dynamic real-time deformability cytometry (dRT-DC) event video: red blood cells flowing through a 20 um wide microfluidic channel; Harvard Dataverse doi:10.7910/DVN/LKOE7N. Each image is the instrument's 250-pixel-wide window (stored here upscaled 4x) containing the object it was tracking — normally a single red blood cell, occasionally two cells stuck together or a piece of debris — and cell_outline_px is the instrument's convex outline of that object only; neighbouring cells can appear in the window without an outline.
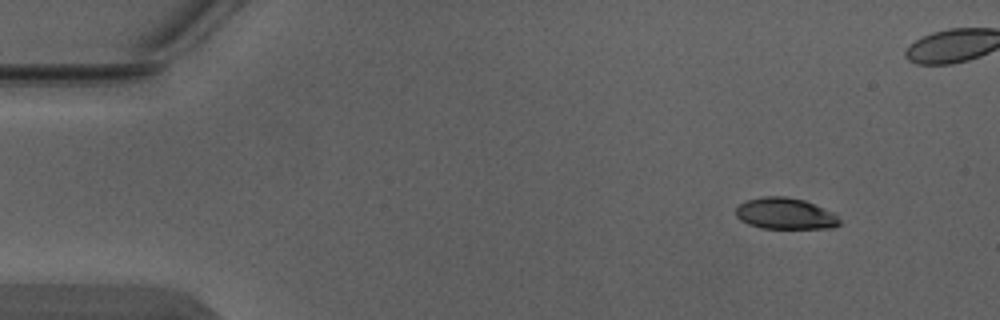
{"species": "Egyptian fruit bat (a non-hibernating species)", "species_latin": "Rousettus aegyptiacus", "temperature_condition": "warm", "stored_images_in_passage": 4, "camera_frame_rate_fps": 3000, "um_per_image_px": 0.085, "animal": {"sex": "male"}, "frame": {"image": 1, "passage_image": 1, "time_ms": 0.0, "image_size_px": [1000, 320], "cell_outline_px": [[840, 224], [832, 228], [760, 228], [748, 224], [740, 220], [736, 216], [736, 208], [740, 204], [748, 200], [764, 196], [784, 196], [804, 200], [836, 212], [840, 220]], "centroid_in_image_um": [66.78, 18.16], "position_along_channel_um": 18.2, "area_um2": 19.07}}